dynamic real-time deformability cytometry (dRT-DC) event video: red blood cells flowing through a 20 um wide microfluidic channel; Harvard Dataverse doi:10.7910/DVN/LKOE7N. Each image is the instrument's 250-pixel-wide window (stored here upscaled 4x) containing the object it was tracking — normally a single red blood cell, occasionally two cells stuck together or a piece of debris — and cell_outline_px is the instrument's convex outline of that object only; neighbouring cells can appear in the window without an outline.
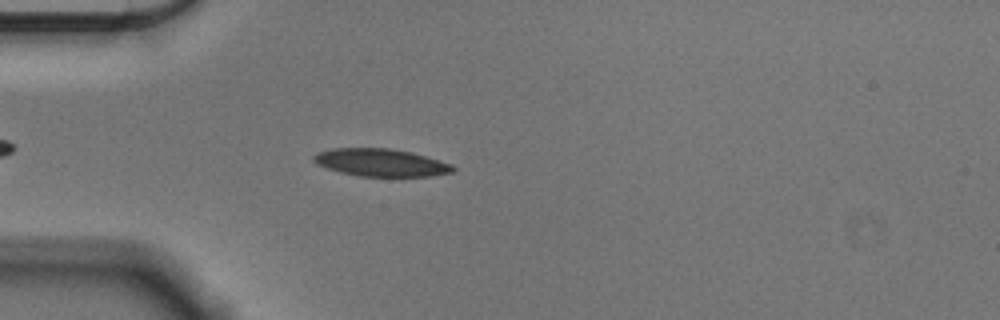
{"species": "Egyptian fruit bat (a non-hibernating species)", "species_latin": "Rousettus aegyptiacus", "temperature_condition": "cold", "stored_images_in_passage": 39, "camera_frame_rate_fps": 3000, "um_per_image_px": 0.085, "animal": {"sex": "male"}, "frame": {"image": 1, "passage_image": 7, "time_ms": 2.0, "image_size_px": [1000, 320], "cell_outline_px": [[456, 168], [452, 172], [432, 176], [360, 176], [340, 172], [316, 164], [312, 160], [312, 156], [316, 152], [332, 148], [388, 148], [412, 152], [452, 164]], "centroid_in_image_um": [32.35, 13.81], "position_along_channel_um": 52.7, "area_um2": 22.43}}
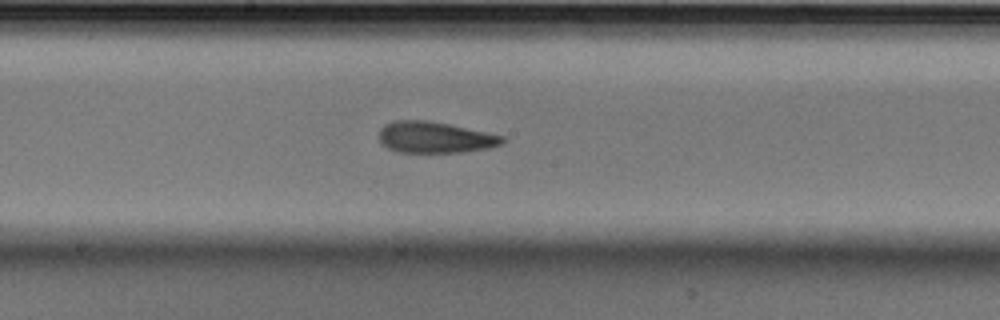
{"frame": {"image": 2, "passage_image": 21, "time_ms": 6.667, "image_size_px": [1000, 320], "cell_outline_px": [[504, 144], [488, 148], [464, 152], [396, 152], [380, 144], [380, 128], [384, 124], [396, 120], [424, 120], [448, 124], [504, 136]], "centroid_in_image_um": [36.95, 11.68], "position_along_channel_um": 211.3, "area_um2": 22.43}}
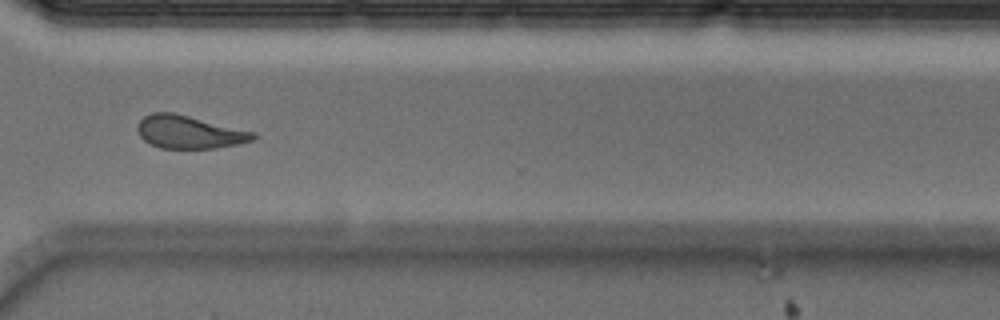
{"frame": {"image": 3, "passage_image": 33, "time_ms": 10.667, "image_size_px": [1000, 320], "cell_outline_px": [[256, 140], [216, 148], [160, 148], [144, 140], [140, 136], [136, 128], [136, 124], [144, 116], [152, 112], [172, 112], [256, 132]], "centroid_in_image_um": [16.08, 11.22], "position_along_channel_um": 354.5, "area_um2": 22.2}, "authors_computed_cell_mechanics": {"area_um2": 22.3686, "velocity_mm_per_s": 3.5855, "shape_relaxation_time_tau1_ms": 3.7195, "shape_relaxation_time_tau2_ms": 3.4215, "deformation_change_tau1": 0.1243, "deformation_change_tau2": 0.1138}}